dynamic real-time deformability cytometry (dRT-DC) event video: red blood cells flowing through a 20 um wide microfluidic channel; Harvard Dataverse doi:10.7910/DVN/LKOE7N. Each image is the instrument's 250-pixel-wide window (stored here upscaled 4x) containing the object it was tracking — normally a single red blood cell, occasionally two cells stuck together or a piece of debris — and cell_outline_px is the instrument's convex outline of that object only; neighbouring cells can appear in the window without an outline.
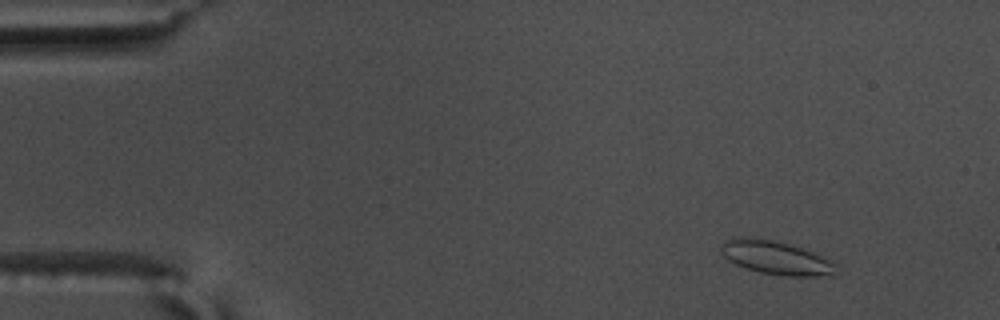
{"species": "common noctule bat (a hibernating species)", "species_latin": "Nyctalus noctula", "temperature_condition": "warm", "stored_images_in_passage": 54, "camera_frame_rate_fps": 3000, "um_per_image_px": 0.085, "animal": {"sex": "male", "body_mass_g": 17.5, "forearm_length_mm": 52.3}, "frame": {"image": 1, "passage_image": 4, "time_ms": 1.0, "image_size_px": [1000, 320], "cell_outline_px": [[840, 264], [832, 272], [816, 276], [788, 276], [760, 272], [744, 268], [736, 264], [724, 256], [720, 252], [720, 248], [724, 240], [740, 236], [776, 240], [792, 244], [820, 252], [828, 256]], "centroid_in_image_um": [66.01, 21.87], "position_along_channel_um": 19.0, "area_um2": 23.06}}
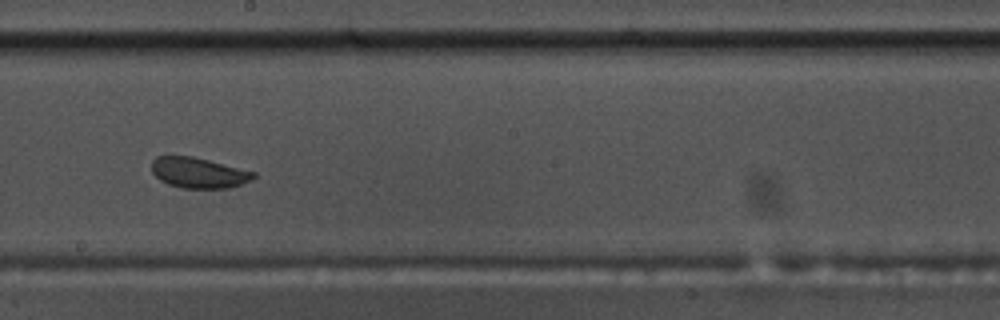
{"frame": {"image": 2, "passage_image": 30, "time_ms": 9.667, "image_size_px": [1000, 320], "cell_outline_px": [[256, 176], [240, 184], [228, 188], [180, 188], [168, 184], [160, 180], [152, 172], [152, 160], [156, 156], [192, 156], [256, 172]], "centroid_in_image_um": [16.84, 14.68], "position_along_channel_um": 231.4, "area_um2": 17.98}}
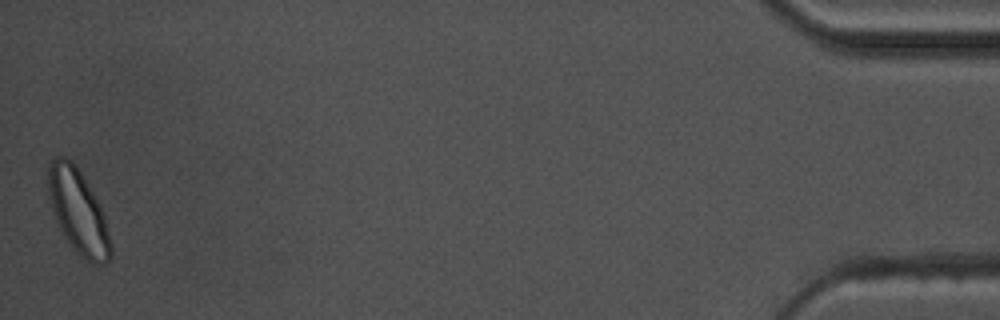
{"frame": {"image": 3, "passage_image": 54, "time_ms": 17.667, "image_size_px": [1000, 320], "cell_outline_px": [[112, 256], [108, 264], [92, 264], [84, 260], [72, 248], [64, 236], [56, 220], [48, 196], [48, 164], [56, 156], [64, 156], [80, 172], [100, 204], [104, 216], [112, 244]], "centroid_in_image_um": [6.66, 18.05], "position_along_channel_um": 428.5, "area_um2": 30.63}, "authors_computed_cell_mechanics": {"area_um2": 19.941, "velocity_mm_per_s": 3.6237, "shape_relaxation_time_tau1_ms": 2.3815, "shape_relaxation_time_tau2_ms": 0.4525, "deformation_change_tau1": 0.0902, "deformation_change_tau2": 0.0445}}